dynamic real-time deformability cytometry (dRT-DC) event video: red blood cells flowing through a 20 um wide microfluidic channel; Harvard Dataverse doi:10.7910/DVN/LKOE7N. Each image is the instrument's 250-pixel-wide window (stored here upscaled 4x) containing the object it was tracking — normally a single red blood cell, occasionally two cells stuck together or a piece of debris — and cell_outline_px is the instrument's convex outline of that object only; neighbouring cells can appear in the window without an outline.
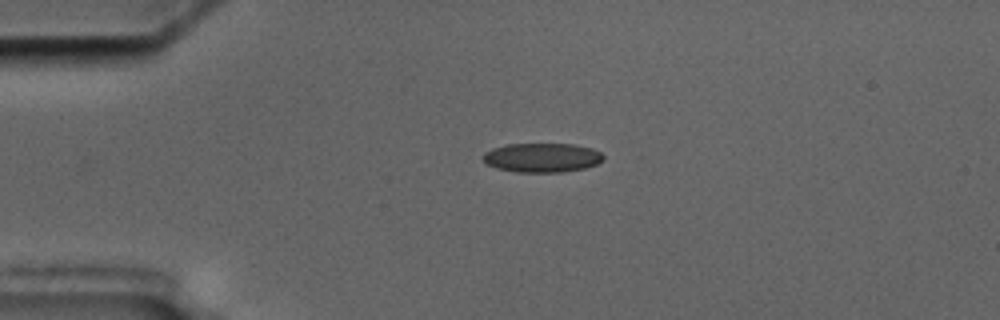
{"species": "common noctule bat (a hibernating species)", "species_latin": "Nyctalus noctula", "temperature_condition": "cold", "stored_images_in_passage": 2, "camera_frame_rate_fps": 3000, "um_per_image_px": 0.085, "animal": {"sex": "male", "body_mass_g": 17.5, "forearm_length_mm": 52.3}, "frame": {"image": 1, "passage_image": 1, "time_ms": 0.0, "image_size_px": [1000, 320], "cell_outline_px": [[604, 160], [596, 164], [584, 168], [564, 172], [516, 172], [496, 168], [484, 164], [484, 152], [492, 148], [504, 144], [572, 144], [592, 148], [600, 152], [604, 156]], "centroid_in_image_um": [46.05, 13.4], "position_along_channel_um": 38.9, "area_um2": 20.63}}